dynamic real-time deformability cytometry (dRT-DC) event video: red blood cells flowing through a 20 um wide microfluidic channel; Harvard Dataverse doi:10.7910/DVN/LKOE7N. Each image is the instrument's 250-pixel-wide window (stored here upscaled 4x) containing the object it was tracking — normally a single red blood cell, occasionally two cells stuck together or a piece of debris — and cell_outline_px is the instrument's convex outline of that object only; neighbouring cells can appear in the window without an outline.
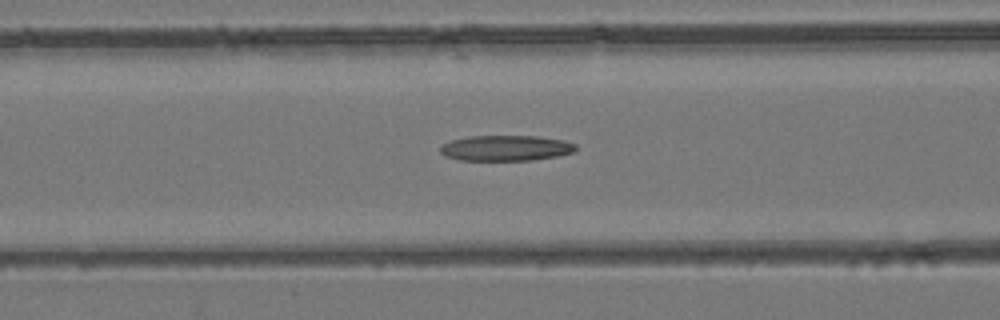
{"species": "common noctule bat (a hibernating species)", "species_latin": "Nyctalus noctula", "temperature_condition": "room temperature", "stored_images_in_passage": 52, "camera_frame_rate_fps": 3000, "um_per_image_px": 0.085, "animal": {"sex": "female", "body_mass_g": 24.6, "forearm_length_mm": 56.2}, "frame": {"image": 1, "passage_image": 22, "time_ms": 7.0, "image_size_px": [1000, 320], "cell_outline_px": [[576, 152], [556, 156], [532, 160], [460, 160], [444, 156], [440, 152], [440, 144], [452, 140], [468, 136], [536, 136], [564, 140], [576, 144]], "centroid_in_image_um": [42.98, 12.58], "position_along_channel_um": 123.6, "area_um2": 20.29}}
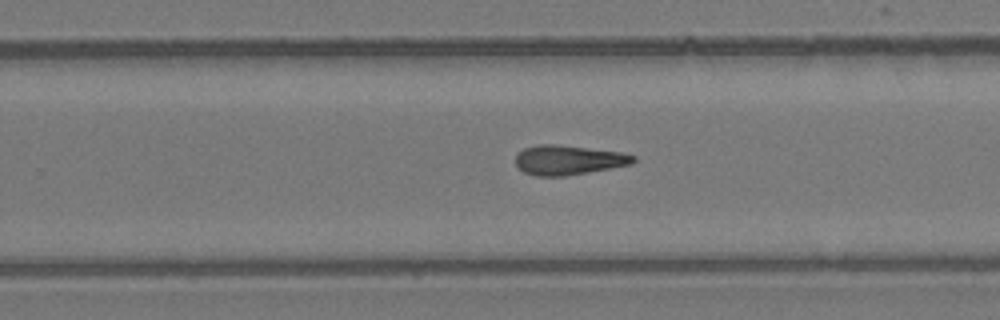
{"frame": {"image": 2, "passage_image": 34, "time_ms": 11.0, "image_size_px": [1000, 320], "cell_outline_px": [[636, 160], [632, 164], [588, 172], [564, 176], [536, 176], [524, 172], [516, 164], [516, 152], [524, 148], [536, 144], [556, 144], [620, 152], [636, 156]], "centroid_in_image_um": [48.29, 13.59], "position_along_channel_um": 281.5, "area_um2": 20.29}}
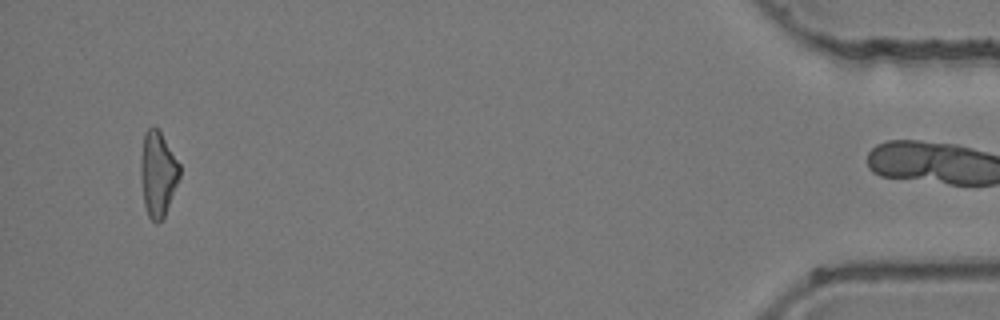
{"frame": {"image": 3, "passage_image": 51, "time_ms": 16.667, "image_size_px": [1000, 320], "cell_outline_px": [[180, 176], [164, 216], [156, 224], [148, 216], [144, 204], [140, 176], [140, 156], [144, 132], [152, 124], [160, 132], [180, 164]], "centroid_in_image_um": [13.39, 14.75], "position_along_channel_um": 421.8, "area_um2": 19.31}}